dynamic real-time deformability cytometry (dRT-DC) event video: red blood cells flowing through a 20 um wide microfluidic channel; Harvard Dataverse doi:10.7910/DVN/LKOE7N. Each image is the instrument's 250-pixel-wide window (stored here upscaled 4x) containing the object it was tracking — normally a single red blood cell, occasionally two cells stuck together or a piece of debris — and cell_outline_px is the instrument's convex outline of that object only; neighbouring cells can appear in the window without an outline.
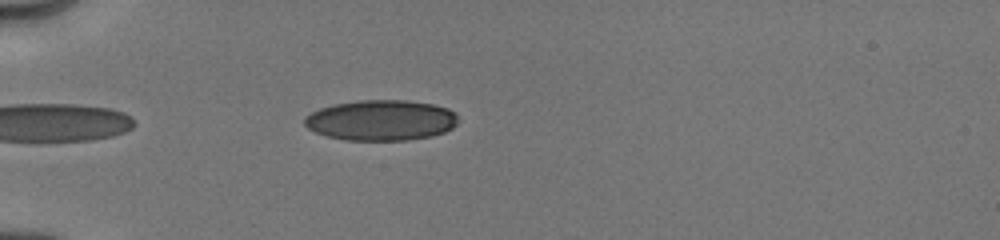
{"species": "human", "species_latin": "Homo sapiens", "temperature_condition": "cold", "stored_images_in_passage": 62, "camera_frame_rate_fps": 3000, "um_per_image_px": 0.085, "donor": {"sex": "male"}, "frame": {"image": 1, "passage_image": 6, "time_ms": 1.0, "image_size_px": [1000, 240], "cell_outline_px": [[456, 124], [452, 128], [444, 132], [432, 136], [408, 140], [344, 140], [328, 136], [316, 132], [308, 128], [304, 124], [304, 116], [320, 108], [332, 104], [356, 100], [408, 100], [432, 104], [448, 108], [456, 112]], "centroid_in_image_um": [32.38, 10.21], "position_along_channel_um": 52.6, "area_um2": 36.47}}
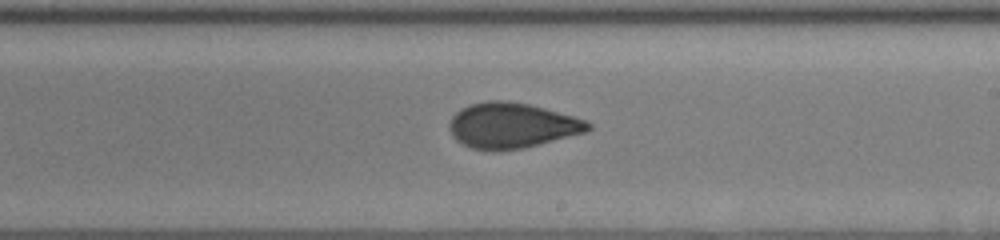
{"frame": {"image": 2, "passage_image": 28, "time_ms": 6.333, "image_size_px": [1000, 240], "cell_outline_px": [[592, 128], [584, 132], [524, 148], [496, 152], [492, 152], [472, 148], [456, 140], [452, 136], [448, 128], [448, 124], [452, 116], [460, 108], [468, 104], [488, 100], [508, 100], [528, 104], [544, 108], [572, 116], [584, 120], [592, 124]], "centroid_in_image_um": [43.44, 10.67], "position_along_channel_um": 245.6, "area_um2": 36.88}}
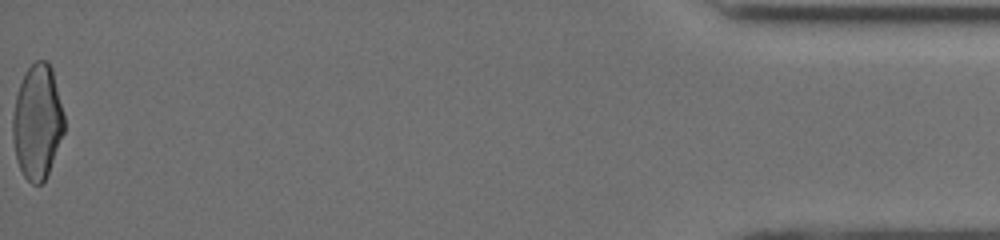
{"frame": {"image": 3, "passage_image": 62, "time_ms": 13.0, "image_size_px": [1000, 240], "cell_outline_px": [[64, 132], [48, 172], [44, 180], [40, 184], [32, 184], [24, 176], [16, 160], [12, 140], [12, 116], [16, 96], [24, 72], [36, 60], [48, 60], [52, 68], [64, 116]], "centroid_in_image_um": [3.16, 10.34], "position_along_channel_um": 432.0, "area_um2": 34.33}, "authors_computed_cell_mechanics": {"area_um2": 35.8938, "velocity_mm_per_s": 4.0491, "shape_relaxation_time_tau1_ms": 8.1854, "shape_relaxation_time_tau2_ms": 1.127, "deformation_change_tau1": 0.2039, "deformation_change_tau2": 0.0603}}